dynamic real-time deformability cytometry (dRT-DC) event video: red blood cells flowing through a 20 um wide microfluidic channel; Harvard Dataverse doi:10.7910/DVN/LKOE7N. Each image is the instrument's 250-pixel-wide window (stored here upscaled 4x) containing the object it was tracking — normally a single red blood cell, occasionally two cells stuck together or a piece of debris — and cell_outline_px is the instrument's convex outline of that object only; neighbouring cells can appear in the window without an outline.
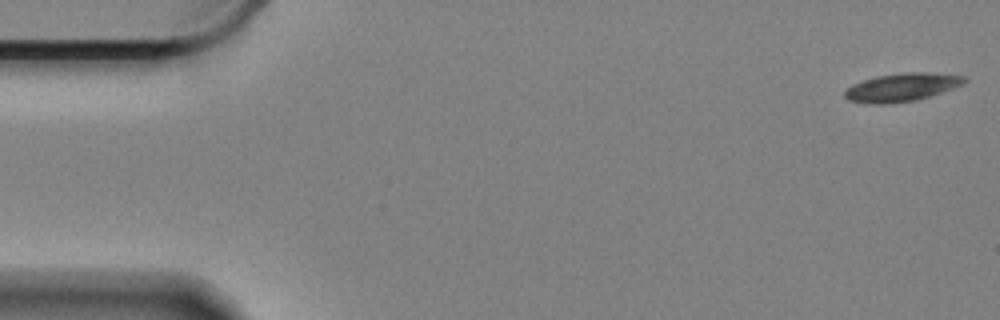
{"species": "Egyptian fruit bat (a non-hibernating species)", "species_latin": "Rousettus aegyptiacus", "temperature_condition": "cold", "stored_images_in_passage": 59, "camera_frame_rate_fps": 3000, "um_per_image_px": 0.085, "animal": {"sex": "female"}, "frame": {"image": 1, "passage_image": 1, "time_ms": 0.0, "image_size_px": [1000, 320], "cell_outline_px": [[968, 80], [964, 84], [916, 100], [888, 104], [872, 104], [848, 100], [844, 96], [844, 92], [852, 84], [876, 76], [908, 72], [932, 72], [964, 76]], "centroid_in_image_um": [76.65, 7.41], "position_along_channel_um": 8.4, "area_um2": 19.54}}
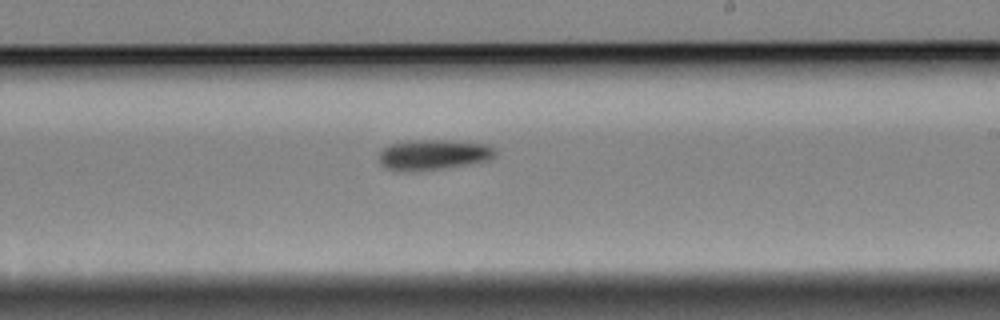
{"frame": {"image": 2, "passage_image": 34, "time_ms": 11.0, "image_size_px": [1000, 320], "cell_outline_px": [[496, 156], [492, 160], [444, 168], [416, 172], [392, 172], [384, 168], [380, 164], [380, 152], [384, 148], [392, 144], [412, 140], [448, 140], [488, 144], [496, 148]], "centroid_in_image_um": [36.85, 13.18], "position_along_channel_um": 252.2, "area_um2": 21.1}}
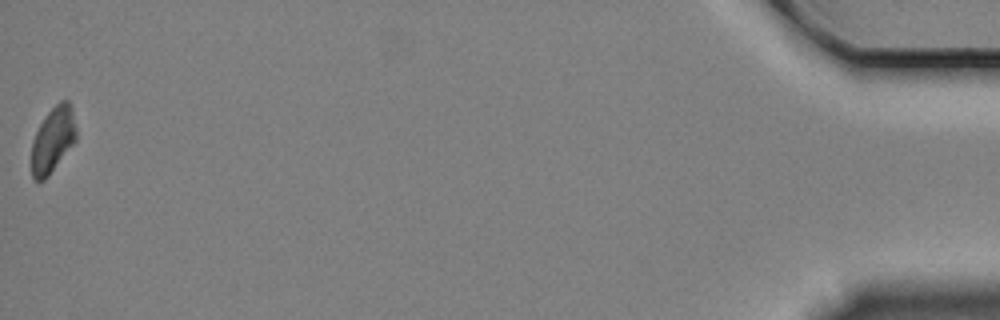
{"frame": {"image": 3, "passage_image": 59, "time_ms": 19.333, "image_size_px": [1000, 320], "cell_outline_px": [[76, 140], [48, 176], [44, 180], [36, 180], [32, 176], [32, 140], [40, 124], [48, 112], [60, 100], [68, 100], [72, 108], [76, 128]], "centroid_in_image_um": [4.5, 11.86], "position_along_channel_um": 430.7, "area_um2": 16.82}, "authors_computed_cell_mechanics": {"area_um2": 19.1896, "velocity_mm_per_s": 3.3169, "shape_relaxation_time_tau1_ms": 6.8112, "shape_relaxation_time_tau2_ms": null, "deformation_change_tau1": 0.1351, "deformation_change_tau2": null}}